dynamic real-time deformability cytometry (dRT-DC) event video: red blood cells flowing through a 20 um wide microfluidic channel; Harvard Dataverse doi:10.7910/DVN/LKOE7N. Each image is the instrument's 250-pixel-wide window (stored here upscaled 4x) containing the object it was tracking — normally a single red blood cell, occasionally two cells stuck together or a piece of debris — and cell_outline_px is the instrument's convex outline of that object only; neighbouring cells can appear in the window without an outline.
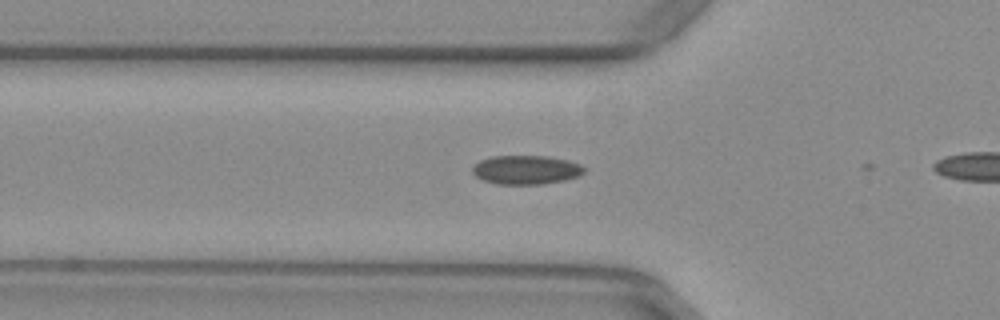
{"species": "common noctule bat (a hibernating species)", "species_latin": "Nyctalus noctula", "temperature_condition": "warm", "stored_images_in_passage": 5, "camera_frame_rate_fps": 3000, "um_per_image_px": 0.085, "animal": {"sex": "female", "body_mass_g": 29.2, "forearm_length_mm": 56.3}, "frame": {"image": 1, "passage_image": 3, "time_ms": 0.667, "image_size_px": [1000, 320], "cell_outline_px": [[584, 172], [580, 176], [564, 180], [544, 184], [496, 184], [484, 180], [476, 176], [472, 172], [472, 168], [480, 160], [492, 156], [544, 156], [568, 160], [580, 164], [584, 168]], "centroid_in_image_um": [44.72, 14.44], "position_along_channel_um": 81.1, "area_um2": 18.79}}